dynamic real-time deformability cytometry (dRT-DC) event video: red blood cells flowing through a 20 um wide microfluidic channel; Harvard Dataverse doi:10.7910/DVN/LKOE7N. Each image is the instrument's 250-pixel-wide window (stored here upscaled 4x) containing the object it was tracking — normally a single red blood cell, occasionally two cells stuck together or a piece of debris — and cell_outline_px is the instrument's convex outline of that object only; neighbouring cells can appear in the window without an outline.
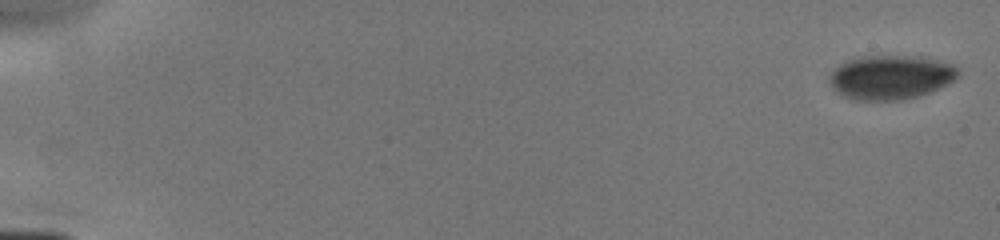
{"species": "human", "species_latin": "Homo sapiens", "temperature_condition": "cold", "stored_images_in_passage": 7, "camera_frame_rate_fps": 3000, "um_per_image_px": 0.085, "donor": {"sex": "male"}, "frame": {"image": 1, "passage_image": 1, "time_ms": 0.0, "image_size_px": [1000, 240], "cell_outline_px": [[960, 76], [928, 92], [916, 96], [900, 100], [852, 100], [836, 92], [832, 88], [828, 80], [828, 76], [840, 64], [848, 60], [860, 56], [912, 56], [956, 64], [960, 72]], "centroid_in_image_um": [75.66, 6.56], "position_along_channel_um": 9.3, "area_um2": 32.95}}
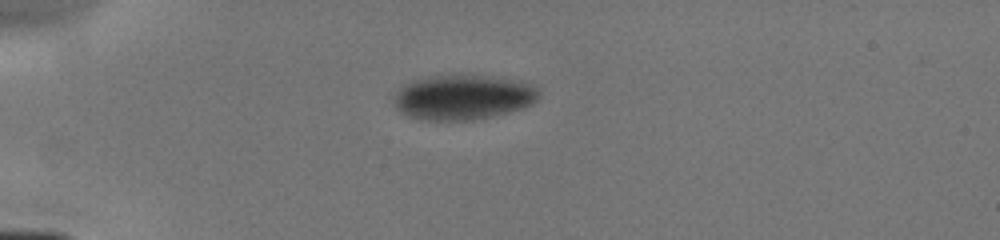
{"frame": {"image": 2, "passage_image": 6, "time_ms": 4.333, "image_size_px": [1000, 240], "cell_outline_px": [[540, 92], [536, 100], [532, 104], [524, 108], [492, 116], [472, 120], [428, 120], [408, 116], [400, 112], [392, 104], [392, 96], [404, 84], [412, 80], [432, 76], [484, 76], [512, 80], [532, 84], [540, 88]], "centroid_in_image_um": [39.33, 8.28], "position_along_channel_um": 45.7, "area_um2": 37.86}}